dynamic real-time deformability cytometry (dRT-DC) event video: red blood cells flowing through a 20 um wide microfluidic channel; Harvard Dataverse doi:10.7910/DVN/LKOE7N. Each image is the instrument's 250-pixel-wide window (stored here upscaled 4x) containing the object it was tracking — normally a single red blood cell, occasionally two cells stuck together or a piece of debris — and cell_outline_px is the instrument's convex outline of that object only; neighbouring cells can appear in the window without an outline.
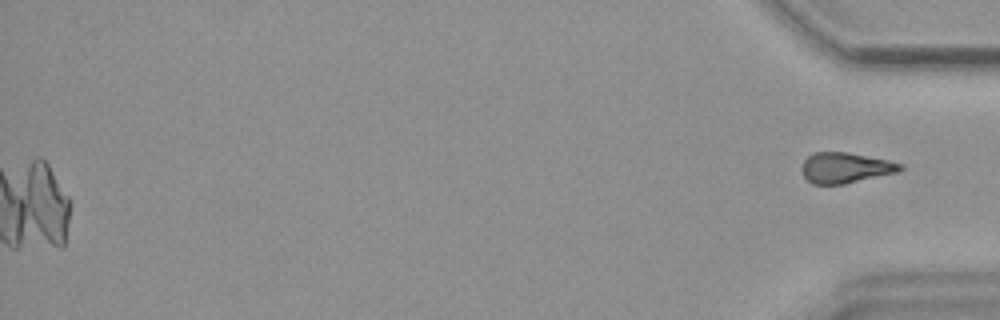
{"species": "common noctule bat (a hibernating species)", "species_latin": "Nyctalus noctula", "temperature_condition": "warm", "stored_images_in_passage": 45, "camera_frame_rate_fps": 3000, "um_per_image_px": 0.085, "animal": {"sex": "female", "body_mass_g": 18.4}, "frame": {"image": 1, "passage_image": 45, "time_ms": 14.667, "image_size_px": [1000, 320], "cell_outline_px": [[904, 168], [900, 172], [844, 184], [812, 184], [804, 176], [800, 168], [804, 160], [812, 152], [848, 152], [888, 160], [904, 164]], "centroid_in_image_um": [71.88, 14.26], "position_along_channel_um": 363.3, "area_um2": 17.74}, "authors_computed_cell_mechanics": {"area_um2": 19.4208, "velocity_mm_per_s": 3.7007, "shape_relaxation_time_tau1_ms": 1.4996, "shape_relaxation_time_tau2_ms": 7.2914, "deformation_change_tau1": 0.2426, "deformation_change_tau2": 0.1612}}